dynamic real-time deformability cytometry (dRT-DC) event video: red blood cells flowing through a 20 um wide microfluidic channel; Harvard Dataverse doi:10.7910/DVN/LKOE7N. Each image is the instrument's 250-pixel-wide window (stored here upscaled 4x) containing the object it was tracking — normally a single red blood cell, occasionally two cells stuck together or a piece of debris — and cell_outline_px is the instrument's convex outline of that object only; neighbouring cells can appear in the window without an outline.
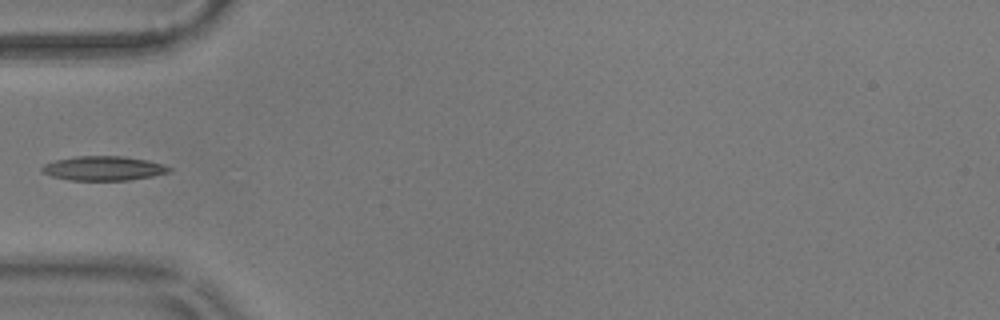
{"species": "common noctule bat (a hibernating species)", "species_latin": "Nyctalus noctula", "temperature_condition": "warm", "stored_images_in_passage": 32, "camera_frame_rate_fps": 3000, "um_per_image_px": 0.085, "animal": {"sex": "male", "body_mass_g": 17.9}, "frame": {"image": 1, "passage_image": 1, "time_ms": 0.0, "image_size_px": [1000, 320], "cell_outline_px": [[172, 172], [152, 176], [128, 180], [72, 180], [52, 176], [40, 172], [40, 168], [44, 164], [56, 160], [76, 156], [124, 156], [148, 160], [164, 164], [172, 168]], "centroid_in_image_um": [8.82, 14.3], "position_along_channel_um": 76.2, "area_um2": 18.15}}
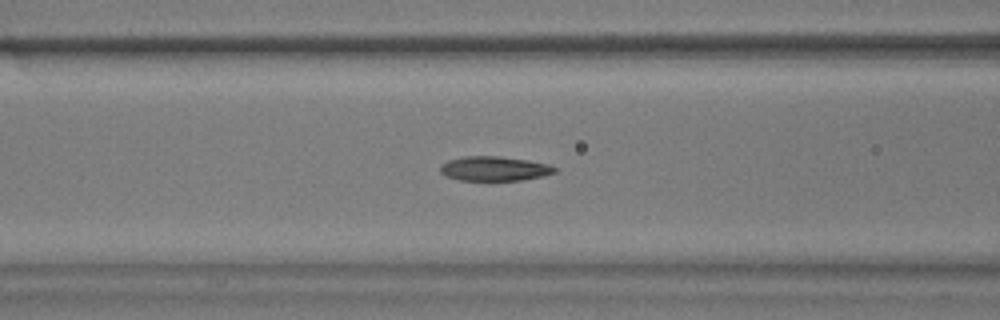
{"frame": {"image": 2, "passage_image": 5, "time_ms": 1.333, "image_size_px": [1000, 320], "cell_outline_px": [[556, 172], [544, 176], [520, 180], [460, 180], [448, 176], [440, 172], [440, 164], [448, 160], [464, 156], [496, 156], [528, 160], [548, 164], [556, 168]], "centroid_in_image_um": [42.01, 14.33], "position_along_channel_um": 124.6, "area_um2": 16.24}}
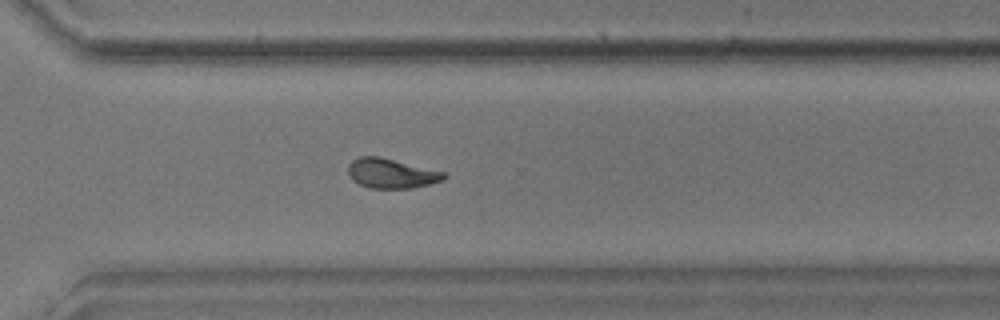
{"frame": {"image": 3, "passage_image": 23, "time_ms": 7.333, "image_size_px": [1000, 320], "cell_outline_px": [[448, 176], [444, 180], [412, 188], [372, 188], [360, 184], [352, 180], [348, 176], [348, 164], [352, 160], [360, 156], [380, 156], [444, 172]], "centroid_in_image_um": [33.24, 14.73], "position_along_channel_um": 337.4, "area_um2": 16.59}}